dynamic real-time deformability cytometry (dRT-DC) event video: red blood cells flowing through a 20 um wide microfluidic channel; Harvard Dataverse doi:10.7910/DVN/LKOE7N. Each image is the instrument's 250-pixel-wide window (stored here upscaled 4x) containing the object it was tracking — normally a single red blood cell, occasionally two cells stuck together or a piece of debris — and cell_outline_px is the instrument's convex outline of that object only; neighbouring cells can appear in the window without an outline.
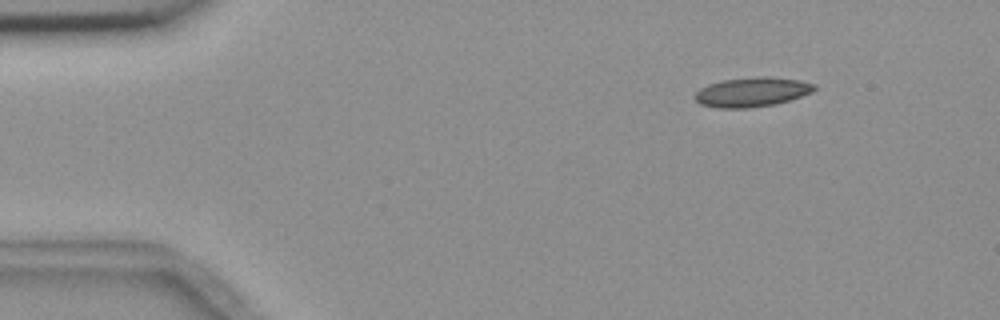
{"species": "common noctule bat (a hibernating species)", "species_latin": "Nyctalus noctula", "temperature_condition": "room temperature", "stored_images_in_passage": 9, "camera_frame_rate_fps": 3000, "um_per_image_px": 0.085, "animal": {"sex": "female", "body_mass_g": 18.4}, "frame": {"image": 1, "passage_image": 2, "time_ms": 1.333, "image_size_px": [1000, 320], "cell_outline_px": [[816, 88], [812, 92], [776, 104], [748, 108], [716, 108], [700, 104], [692, 96], [700, 88], [708, 84], [720, 80], [756, 76], [768, 76], [800, 80], [816, 84]], "centroid_in_image_um": [63.88, 7.81], "position_along_channel_um": 21.1, "area_um2": 20.75}}
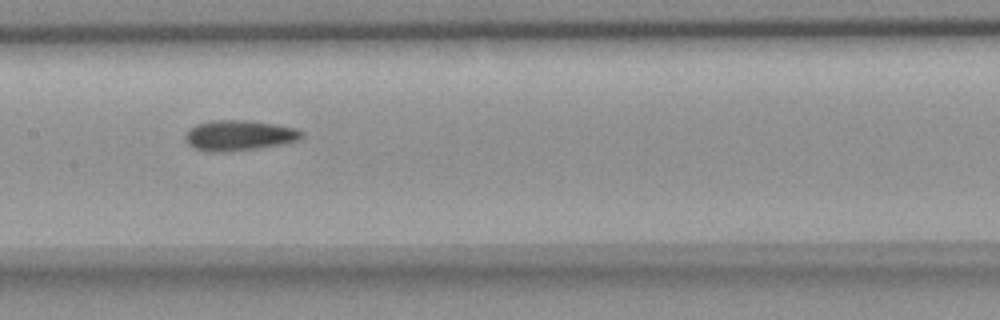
{"frame": {"image": 2, "passage_image": 8, "time_ms": 8.0, "image_size_px": [1000, 320], "cell_outline_px": [[304, 136], [300, 140], [284, 144], [232, 152], [208, 152], [192, 148], [184, 140], [184, 136], [188, 128], [196, 124], [212, 120], [248, 120], [276, 124], [296, 128], [304, 132]], "centroid_in_image_um": [20.31, 11.52], "position_along_channel_um": 187.1, "area_um2": 21.21}}
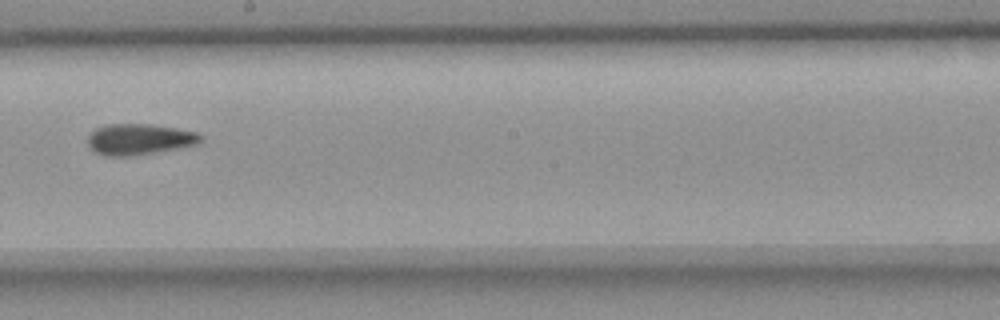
{"frame": {"image": 3, "passage_image": 9, "time_ms": 9.333, "image_size_px": [1000, 320], "cell_outline_px": [[200, 140], [196, 144], [180, 148], [132, 156], [104, 156], [92, 152], [88, 148], [88, 136], [96, 128], [108, 124], [152, 124], [176, 128], [196, 132], [200, 136]], "centroid_in_image_um": [11.77, 11.85], "position_along_channel_um": 236.4, "area_um2": 20.46}}